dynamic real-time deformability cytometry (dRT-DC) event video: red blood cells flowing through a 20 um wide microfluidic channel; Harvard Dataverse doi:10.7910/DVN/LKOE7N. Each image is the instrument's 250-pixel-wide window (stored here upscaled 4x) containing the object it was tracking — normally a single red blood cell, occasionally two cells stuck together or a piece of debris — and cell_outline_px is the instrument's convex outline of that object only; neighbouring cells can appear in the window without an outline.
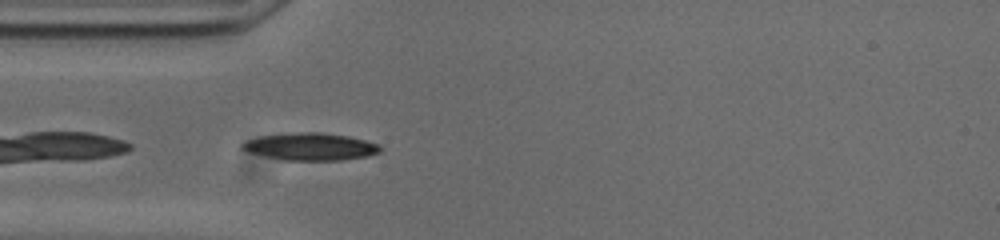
{"species": "common noctule bat (a hibernating species)", "species_latin": "Nyctalus noctula", "temperature_condition": "cold", "stored_images_in_passage": 40, "camera_frame_rate_fps": 3000, "um_per_image_px": 0.085, "animal": {"sex": "male", "body_mass_g": 20.0, "forearm_length_mm": 53.3}, "frame": {"image": 1, "passage_image": 1, "time_ms": 0.0, "image_size_px": [1000, 240], "cell_outline_px": [[384, 148], [380, 152], [368, 156], [340, 160], [284, 160], [248, 152], [240, 148], [240, 144], [248, 140], [260, 136], [300, 132], [320, 132], [348, 136], [380, 144]], "centroid_in_image_um": [26.42, 12.46], "position_along_channel_um": 58.6, "area_um2": 21.96}}
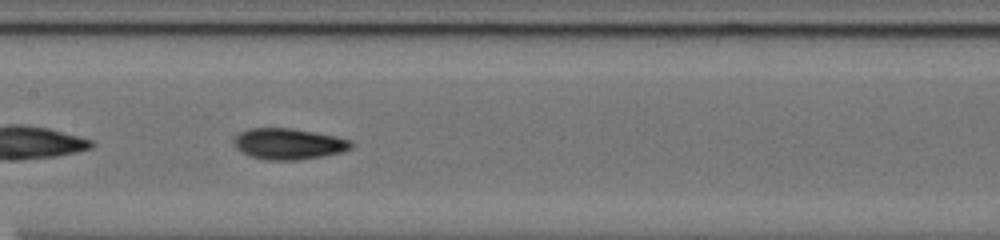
{"frame": {"image": 2, "passage_image": 11, "time_ms": 3.333, "image_size_px": [1000, 240], "cell_outline_px": [[352, 148], [340, 152], [324, 156], [296, 160], [268, 160], [248, 156], [236, 148], [232, 140], [232, 136], [248, 128], [292, 128], [336, 136], [352, 140]], "centroid_in_image_um": [24.49, 12.22], "position_along_channel_um": 182.9, "area_um2": 21.44}}
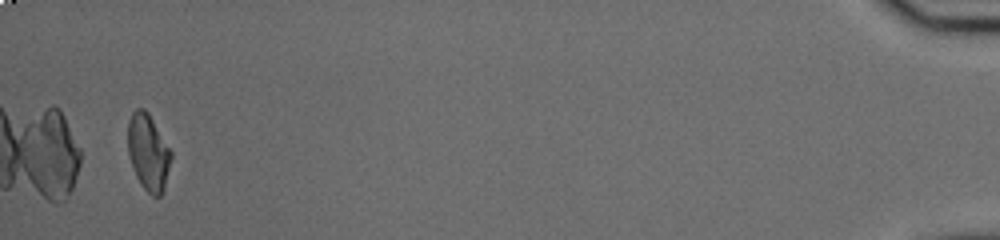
{"frame": {"image": 3, "passage_image": 38, "time_ms": 12.333, "image_size_px": [1000, 240], "cell_outline_px": [[172, 156], [164, 188], [160, 196], [152, 196], [140, 184], [132, 168], [128, 152], [128, 120], [132, 112], [136, 108], [144, 108], [148, 112], [172, 152]], "centroid_in_image_um": [12.59, 12.93], "position_along_channel_um": 422.6, "area_um2": 19.25}, "authors_computed_cell_mechanics": {"area_um2": 20.0855, "velocity_mm_per_s": 3.7386, "shape_relaxation_time_tau1_ms": 4.1227, "shape_relaxation_time_tau2_ms": 5.2356, "deformation_change_tau1": 0.1491, "deformation_change_tau2": 0.1108}}